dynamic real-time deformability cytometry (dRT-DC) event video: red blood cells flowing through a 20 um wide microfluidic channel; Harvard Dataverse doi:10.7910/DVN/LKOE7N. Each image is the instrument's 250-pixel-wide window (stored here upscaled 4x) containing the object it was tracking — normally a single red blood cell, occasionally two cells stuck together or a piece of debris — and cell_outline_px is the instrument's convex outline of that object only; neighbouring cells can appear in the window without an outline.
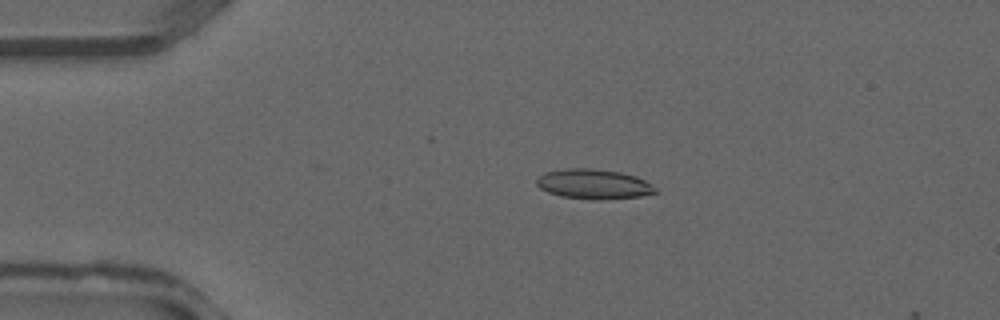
{"species": "common noctule bat (a hibernating species)", "species_latin": "Nyctalus noctula", "temperature_condition": "warm", "stored_images_in_passage": 9, "camera_frame_rate_fps": 3000, "um_per_image_px": 0.085, "animal": {"sex": "male", "forearm_length_mm": 52.5}, "frame": {"image": 1, "passage_image": 7, "time_ms": 2.0, "image_size_px": [1000, 320], "cell_outline_px": [[656, 192], [640, 196], [600, 200], [596, 200], [560, 196], [548, 192], [540, 188], [536, 184], [536, 180], [544, 172], [564, 168], [592, 168], [620, 172], [636, 176], [652, 184], [656, 188]], "centroid_in_image_um": [50.44, 15.64], "position_along_channel_um": 34.6, "area_um2": 20.69}}